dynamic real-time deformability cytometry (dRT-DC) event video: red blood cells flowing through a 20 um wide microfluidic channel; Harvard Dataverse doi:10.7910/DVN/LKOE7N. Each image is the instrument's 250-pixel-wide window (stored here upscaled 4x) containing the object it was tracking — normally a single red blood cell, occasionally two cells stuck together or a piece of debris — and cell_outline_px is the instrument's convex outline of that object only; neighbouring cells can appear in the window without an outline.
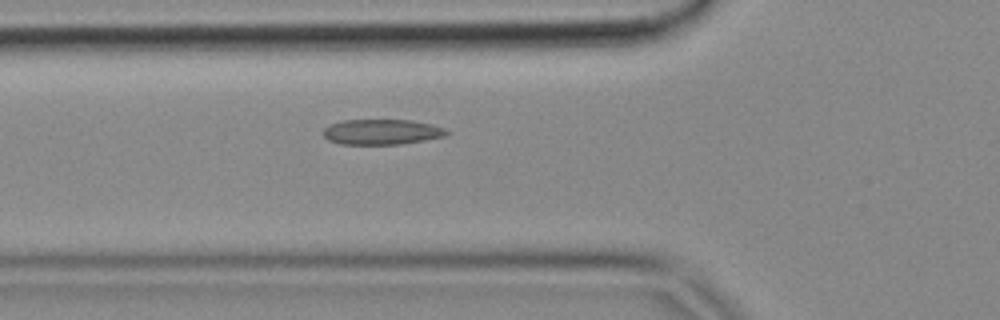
{"species": "common noctule bat (a hibernating species)", "species_latin": "Nyctalus noctula", "temperature_condition": "cold", "stored_images_in_passage": 5, "camera_frame_rate_fps": 3000, "um_per_image_px": 0.085, "animal": {"sex": "female", "body_mass_g": 18.4}, "frame": {"image": 1, "passage_image": 5, "time_ms": 1.333, "image_size_px": [1000, 320], "cell_outline_px": [[452, 132], [444, 136], [424, 140], [400, 144], [340, 144], [328, 140], [324, 136], [324, 128], [328, 124], [340, 120], [412, 120], [432, 124], [444, 128]], "centroid_in_image_um": [32.44, 11.2], "position_along_channel_um": 93.4, "area_um2": 18.32}}